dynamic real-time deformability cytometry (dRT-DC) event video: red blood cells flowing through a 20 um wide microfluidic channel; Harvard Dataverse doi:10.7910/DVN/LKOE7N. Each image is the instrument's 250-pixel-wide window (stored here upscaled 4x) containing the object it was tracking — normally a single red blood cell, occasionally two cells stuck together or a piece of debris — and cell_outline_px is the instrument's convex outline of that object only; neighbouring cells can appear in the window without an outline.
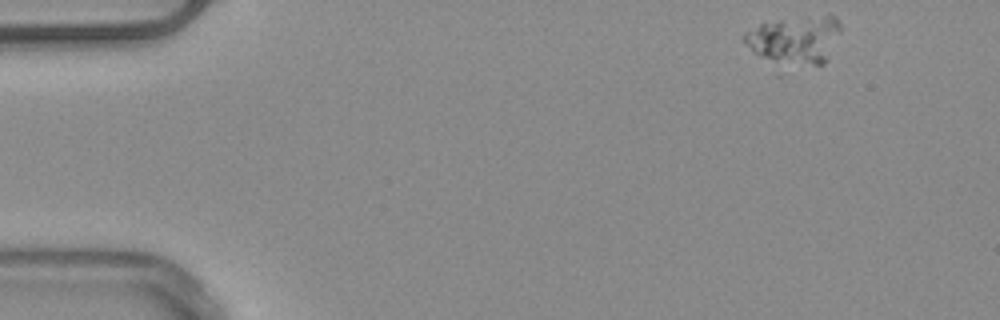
{"species": "common noctule bat (a hibernating species)", "species_latin": "Nyctalus noctula", "temperature_condition": "warm", "stored_images_in_passage": 49, "camera_frame_rate_fps": 3000, "um_per_image_px": 0.085, "animal": {"sex": "male", "body_mass_g": 20.4}, "frame": {"image": 1, "passage_image": 1, "time_ms": 0.0, "image_size_px": [1000, 320], "cell_outline_px": [[840, 32], [828, 60], [824, 64], [812, 64], [776, 60], [752, 52], [740, 40], [740, 36], [744, 32], [760, 24], [776, 20], [828, 12], [840, 24]], "centroid_in_image_um": [67.58, 3.29], "position_along_channel_um": 17.4, "area_um2": 26.82}}
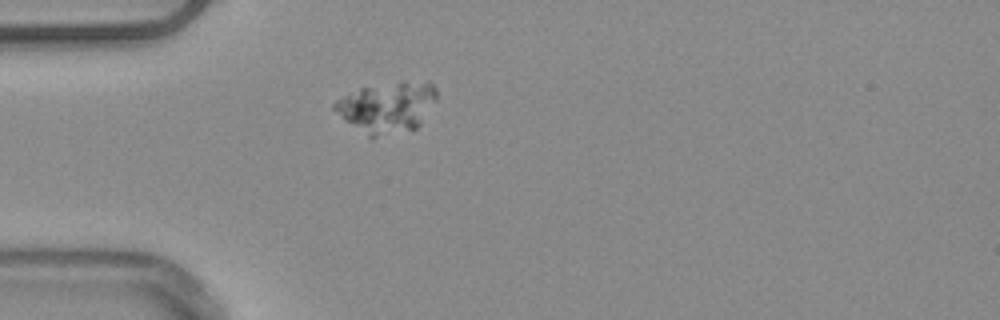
{"frame": {"image": 2, "passage_image": 11, "time_ms": 3.333, "image_size_px": [1000, 320], "cell_outline_px": [[436, 100], [420, 124], [416, 128], [372, 140], [344, 120], [332, 108], [332, 104], [336, 100], [360, 88], [428, 80], [436, 88]], "centroid_in_image_um": [32.89, 9.16], "position_along_channel_um": 52.1, "area_um2": 30.0}}